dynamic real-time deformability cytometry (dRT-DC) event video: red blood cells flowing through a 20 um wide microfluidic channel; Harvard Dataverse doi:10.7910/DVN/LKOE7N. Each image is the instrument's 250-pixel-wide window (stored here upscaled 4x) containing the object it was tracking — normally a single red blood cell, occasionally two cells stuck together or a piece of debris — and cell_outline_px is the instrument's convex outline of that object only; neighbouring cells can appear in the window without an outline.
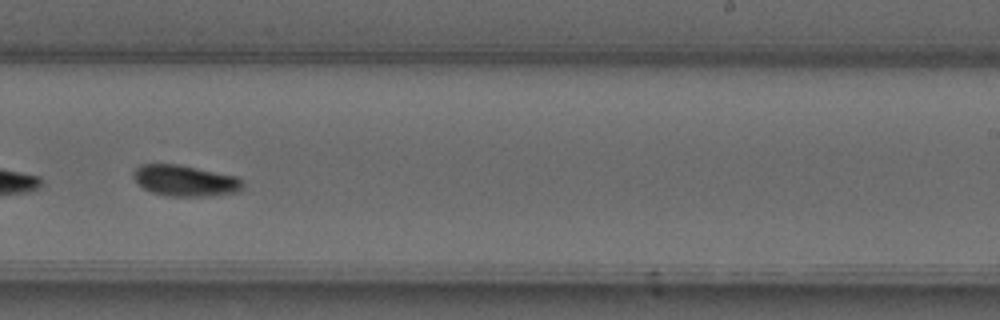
{"species": "common noctule bat (a hibernating species)", "species_latin": "Nyctalus noctula", "temperature_condition": "warm", "stored_images_in_passage": 35, "camera_frame_rate_fps": 3000, "um_per_image_px": 0.085, "animal": {"sex": "male", "forearm_length_mm": 52.5}, "frame": {"image": 1, "passage_image": 16, "time_ms": 5.0, "image_size_px": [1000, 320], "cell_outline_px": [[244, 188], [240, 192], [212, 196], [168, 196], [152, 192], [144, 188], [132, 176], [132, 172], [140, 164], [180, 164], [236, 176], [244, 180]], "centroid_in_image_um": [15.79, 15.36], "position_along_channel_um": 273.2, "area_um2": 20.06}}
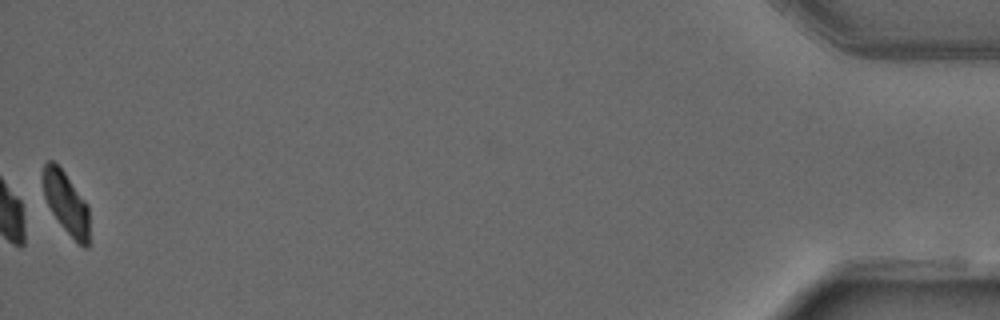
{"frame": {"image": 2, "passage_image": 35, "time_ms": 11.333, "image_size_px": [1000, 320], "cell_outline_px": [[88, 248], [84, 248], [60, 224], [52, 212], [44, 196], [44, 164], [48, 160], [52, 160], [64, 172], [88, 204]], "centroid_in_image_um": [5.63, 17.24], "position_along_channel_um": 429.6, "area_um2": 16.18}}